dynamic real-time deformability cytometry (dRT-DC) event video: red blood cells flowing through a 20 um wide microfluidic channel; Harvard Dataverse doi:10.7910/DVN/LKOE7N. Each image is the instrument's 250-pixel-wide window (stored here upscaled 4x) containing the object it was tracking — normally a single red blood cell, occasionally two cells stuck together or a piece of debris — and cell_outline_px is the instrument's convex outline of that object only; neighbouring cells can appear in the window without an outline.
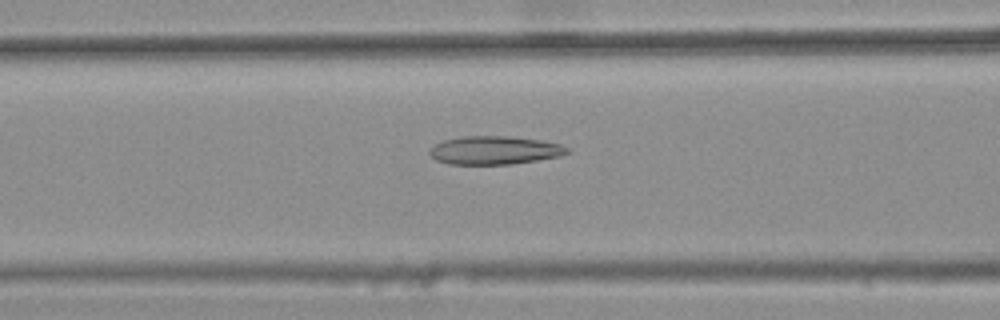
{"species": "common noctule bat (a hibernating species)", "species_latin": "Nyctalus noctula", "temperature_condition": "warm", "stored_images_in_passage": 47, "camera_frame_rate_fps": 3000, "um_per_image_px": 0.085, "animal": {"sex": "female", "body_mass_g": 25.1}, "frame": {"image": 1, "passage_image": 21, "time_ms": 6.667, "image_size_px": [1000, 320], "cell_outline_px": [[572, 152], [560, 156], [512, 164], [448, 164], [436, 160], [428, 152], [440, 140], [464, 136], [512, 136], [540, 140], [560, 144], [568, 148]], "centroid_in_image_um": [42.04, 12.77], "position_along_channel_um": 124.6, "area_um2": 22.77}}
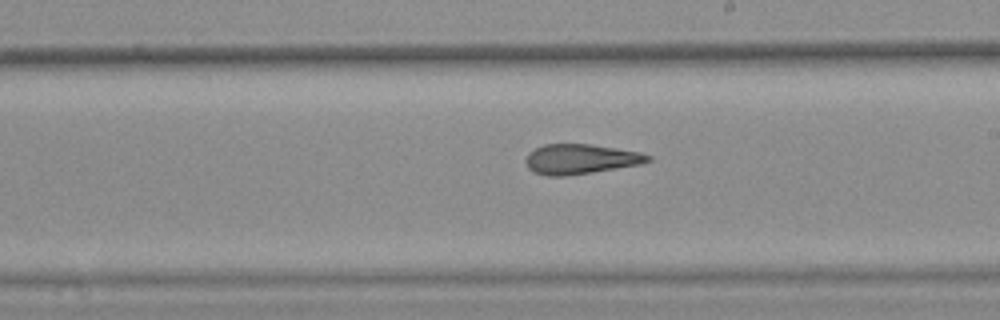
{"frame": {"image": 2, "passage_image": 30, "time_ms": 9.667, "image_size_px": [1000, 320], "cell_outline_px": [[652, 160], [640, 164], [592, 172], [564, 176], [548, 176], [536, 172], [528, 168], [524, 160], [528, 152], [544, 144], [588, 144], [616, 148], [640, 152], [652, 156]], "centroid_in_image_um": [49.33, 13.52], "position_along_channel_um": 239.7, "area_um2": 21.21}}
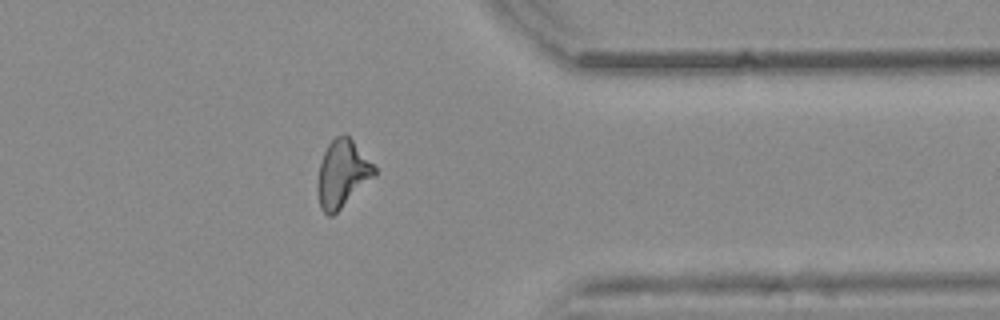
{"frame": {"image": 3, "passage_image": 42, "time_ms": 13.667, "image_size_px": [1000, 320], "cell_outline_px": [[376, 176], [332, 216], [328, 216], [320, 208], [316, 188], [316, 184], [320, 164], [324, 152], [328, 144], [336, 136], [344, 132], [352, 140], [376, 168]], "centroid_in_image_um": [29.08, 14.78], "position_along_channel_um": 382.3, "area_um2": 22.25}, "authors_computed_cell_mechanics": {"area_um2": 22.7154, "velocity_mm_per_s": 3.8404, "shape_relaxation_time_tau1_ms": null, "shape_relaxation_time_tau2_ms": 3.2939, "deformation_change_tau1": null, "deformation_change_tau2": 0.1366}}